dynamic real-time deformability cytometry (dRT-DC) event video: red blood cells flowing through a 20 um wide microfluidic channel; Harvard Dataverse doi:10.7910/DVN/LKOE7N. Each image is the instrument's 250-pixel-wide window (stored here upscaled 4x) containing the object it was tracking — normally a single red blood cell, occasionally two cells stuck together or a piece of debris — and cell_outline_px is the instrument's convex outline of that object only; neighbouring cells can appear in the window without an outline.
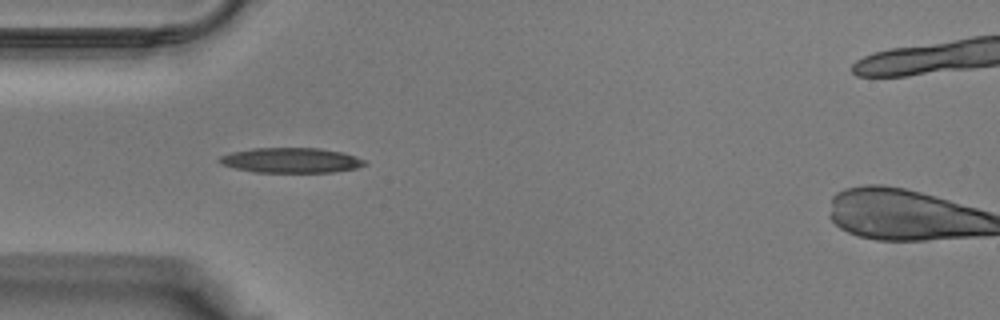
{"species": "Egyptian fruit bat (a non-hibernating species)", "species_latin": "Rousettus aegyptiacus", "temperature_condition": "warm", "stored_images_in_passage": 23, "camera_frame_rate_fps": 3000, "um_per_image_px": 0.085, "animal": {"sex": "male"}, "frame": {"image": 1, "passage_image": 1, "time_ms": 0.0, "image_size_px": [1000, 320], "cell_outline_px": [[368, 164], [356, 168], [332, 172], [252, 172], [220, 164], [216, 160], [220, 156], [232, 152], [252, 148], [320, 148], [344, 152], [364, 160]], "centroid_in_image_um": [24.72, 13.62], "position_along_channel_um": 60.3, "area_um2": 21.27}}
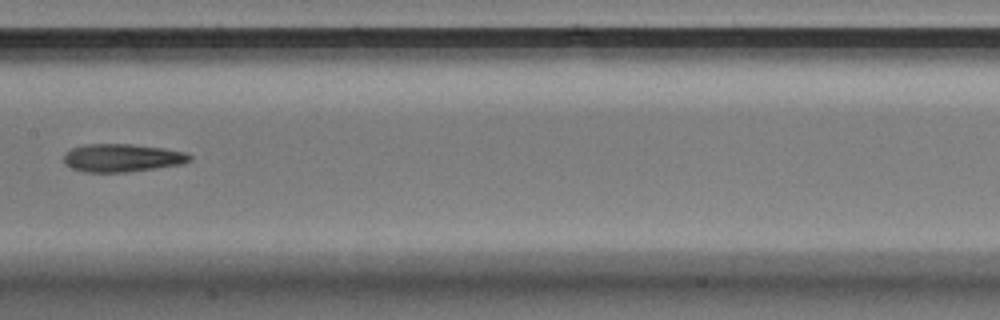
{"frame": {"image": 2, "passage_image": 9, "time_ms": 2.667, "image_size_px": [1000, 320], "cell_outline_px": [[192, 160], [184, 164], [124, 172], [84, 172], [72, 168], [64, 164], [64, 156], [72, 148], [88, 144], [128, 144], [164, 148], [188, 152], [192, 156]], "centroid_in_image_um": [10.43, 13.42], "position_along_channel_um": 197.0, "area_um2": 20.52}}
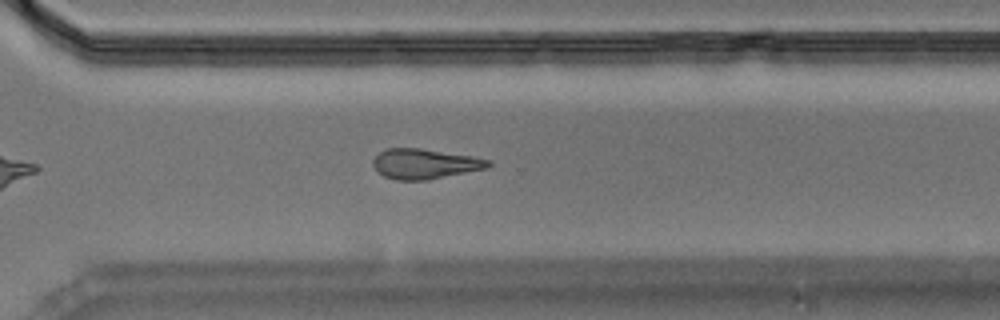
{"frame": {"image": 3, "passage_image": 17, "time_ms": 5.333, "image_size_px": [1000, 320], "cell_outline_px": [[492, 164], [488, 168], [424, 180], [396, 180], [384, 176], [376, 172], [372, 164], [372, 160], [380, 152], [388, 148], [420, 148], [476, 156], [492, 160]], "centroid_in_image_um": [36.12, 13.91], "position_along_channel_um": 334.5, "area_um2": 20.35}}